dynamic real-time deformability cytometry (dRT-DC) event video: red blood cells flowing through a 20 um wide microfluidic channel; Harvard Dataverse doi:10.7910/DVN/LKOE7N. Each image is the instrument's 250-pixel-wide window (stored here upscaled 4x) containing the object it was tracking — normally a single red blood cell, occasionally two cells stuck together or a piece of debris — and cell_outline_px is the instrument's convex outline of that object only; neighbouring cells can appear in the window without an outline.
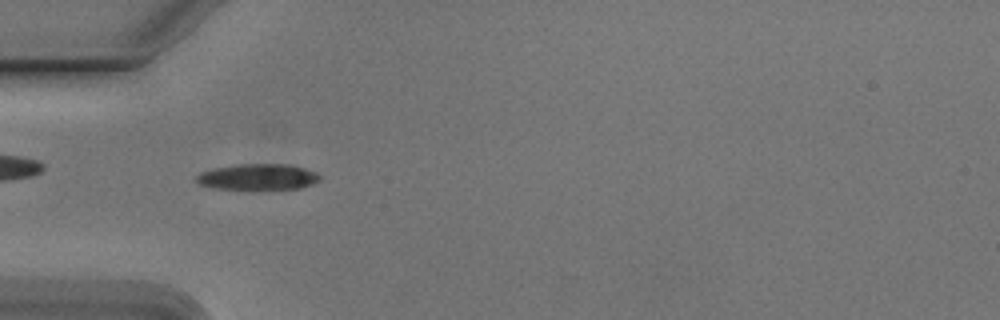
{"species": "Egyptian fruit bat (a non-hibernating species)", "species_latin": "Rousettus aegyptiacus", "temperature_condition": "cold", "stored_images_in_passage": 44, "camera_frame_rate_fps": 3000, "um_per_image_px": 0.085, "animal": {"sex": "male"}, "frame": {"image": 1, "passage_image": 7, "time_ms": 2.0, "image_size_px": [1000, 320], "cell_outline_px": [[320, 180], [312, 184], [300, 188], [268, 192], [216, 188], [200, 184], [196, 180], [196, 176], [200, 172], [212, 168], [236, 164], [288, 164], [304, 168], [316, 172], [320, 176]], "centroid_in_image_um": [21.94, 15.08], "position_along_channel_um": 63.1, "area_um2": 19.59}}
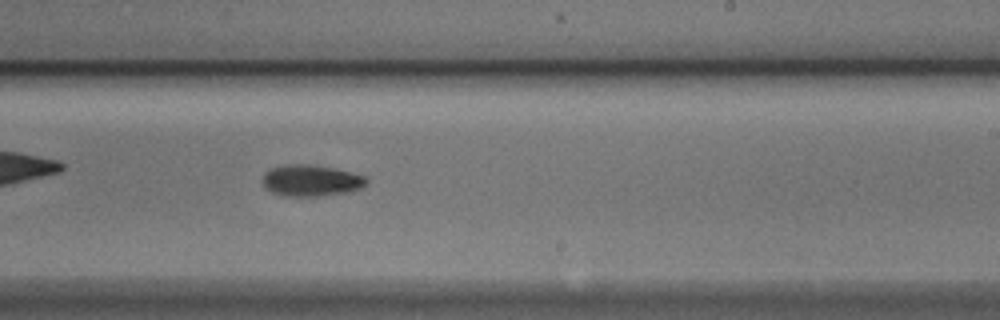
{"frame": {"image": 2, "passage_image": 23, "time_ms": 7.333, "image_size_px": [1000, 320], "cell_outline_px": [[368, 184], [364, 188], [352, 192], [320, 196], [284, 196], [272, 192], [264, 188], [264, 172], [272, 168], [288, 164], [312, 164], [332, 168], [368, 176]], "centroid_in_image_um": [26.51, 15.36], "position_along_channel_um": 262.5, "area_um2": 19.31}}
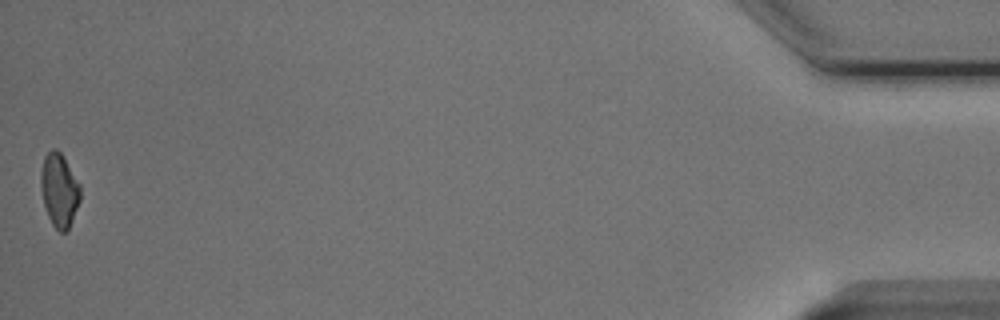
{"frame": {"image": 3, "passage_image": 44, "time_ms": 14.333, "image_size_px": [1000, 320], "cell_outline_px": [[80, 200], [72, 220], [68, 228], [64, 232], [60, 232], [52, 224], [48, 216], [44, 204], [40, 184], [40, 172], [44, 156], [52, 148], [56, 148], [60, 152], [80, 184]], "centroid_in_image_um": [5.02, 16.14], "position_along_channel_um": 430.2, "area_um2": 16.76}, "authors_computed_cell_mechanics": {"area_um2": 18.2648, "velocity_mm_per_s": 3.7738, "shape_relaxation_time_tau1_ms": 2.7889, "shape_relaxation_time_tau2_ms": null, "deformation_change_tau1": 0.1162, "deformation_change_tau2": null}}